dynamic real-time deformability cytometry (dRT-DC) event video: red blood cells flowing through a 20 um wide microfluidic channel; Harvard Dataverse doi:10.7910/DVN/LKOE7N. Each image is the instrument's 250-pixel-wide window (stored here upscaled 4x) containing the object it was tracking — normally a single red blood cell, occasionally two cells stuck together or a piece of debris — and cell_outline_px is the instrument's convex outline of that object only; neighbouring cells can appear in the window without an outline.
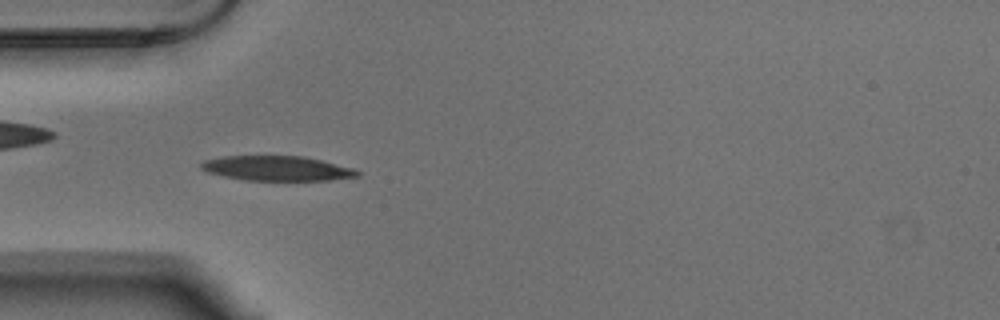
{"species": "Egyptian fruit bat (a non-hibernating species)", "species_latin": "Rousettus aegyptiacus", "temperature_condition": "warm", "stored_images_in_passage": 55, "camera_frame_rate_fps": 3000, "um_per_image_px": 0.085, "animal": {"sex": "male"}, "frame": {"image": 1, "passage_image": 16, "time_ms": 5.0, "image_size_px": [1000, 320], "cell_outline_px": [[360, 176], [328, 180], [244, 180], [224, 176], [208, 172], [200, 168], [200, 164], [204, 160], [224, 156], [304, 156], [356, 168], [360, 172]], "centroid_in_image_um": [23.58, 14.3], "position_along_channel_um": 61.4, "area_um2": 22.6}}
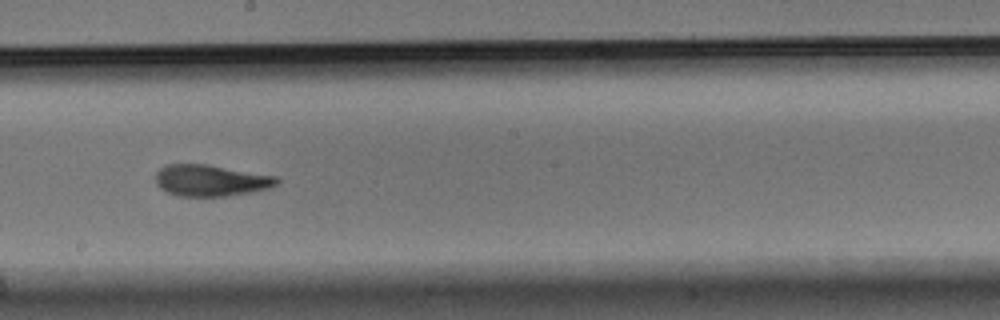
{"frame": {"image": 2, "passage_image": 30, "time_ms": 9.667, "image_size_px": [1000, 320], "cell_outline_px": [[280, 180], [276, 184], [268, 188], [252, 192], [228, 196], [176, 196], [160, 188], [156, 184], [156, 172], [160, 168], [168, 164], [204, 164], [276, 176]], "centroid_in_image_um": [17.89, 15.35], "position_along_channel_um": 230.3, "area_um2": 22.08}}
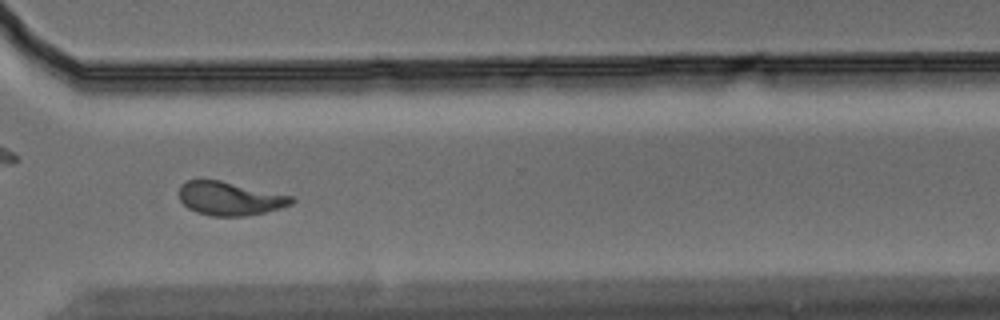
{"frame": {"image": 3, "passage_image": 40, "time_ms": 13.0, "image_size_px": [1000, 320], "cell_outline_px": [[296, 200], [292, 204], [280, 208], [264, 212], [244, 216], [212, 216], [196, 212], [188, 208], [180, 200], [176, 192], [180, 184], [188, 180], [220, 180], [292, 196]], "centroid_in_image_um": [19.49, 16.87], "position_along_channel_um": 351.1, "area_um2": 22.08}, "authors_computed_cell_mechanics": {"area_um2": 22.253, "velocity_mm_per_s": 3.6325, "shape_relaxation_time_tau1_ms": 5.4726, "shape_relaxation_time_tau2_ms": 2.146, "deformation_change_tau1": 0.2171, "deformation_change_tau2": 0.0995}}